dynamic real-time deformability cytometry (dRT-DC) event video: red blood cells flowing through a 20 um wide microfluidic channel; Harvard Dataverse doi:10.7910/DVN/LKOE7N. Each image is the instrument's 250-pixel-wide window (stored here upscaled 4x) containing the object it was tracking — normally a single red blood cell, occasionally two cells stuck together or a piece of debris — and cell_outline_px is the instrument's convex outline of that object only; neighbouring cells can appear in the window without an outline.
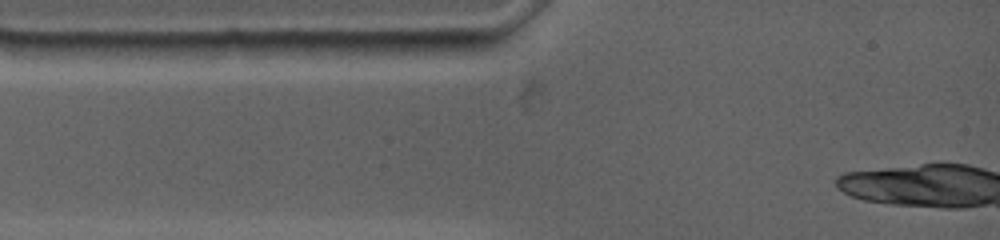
{"species": "common noctule bat (a hibernating species)", "species_latin": "Nyctalus noctula", "temperature_condition": "warm", "stored_images_in_passage": 1, "camera_frame_rate_fps": 4500, "um_per_image_px": 0.085, "animal": {"sex": "female", "body_mass_g": 19.0, "forearm_length_mm": 53.3}, "frame": {"image": 1, "passage_image": 1, "time_ms": 0.0, "image_size_px": [1000, 240], "cell_outline_px": [[272, 44], [248, 60], [156, 60], [156, 44], [224, 40], [272, 40]], "centroid_in_image_um": [17.99, 4.26], "position_along_channel_um": 67.0, "area_um2": 14.39}}